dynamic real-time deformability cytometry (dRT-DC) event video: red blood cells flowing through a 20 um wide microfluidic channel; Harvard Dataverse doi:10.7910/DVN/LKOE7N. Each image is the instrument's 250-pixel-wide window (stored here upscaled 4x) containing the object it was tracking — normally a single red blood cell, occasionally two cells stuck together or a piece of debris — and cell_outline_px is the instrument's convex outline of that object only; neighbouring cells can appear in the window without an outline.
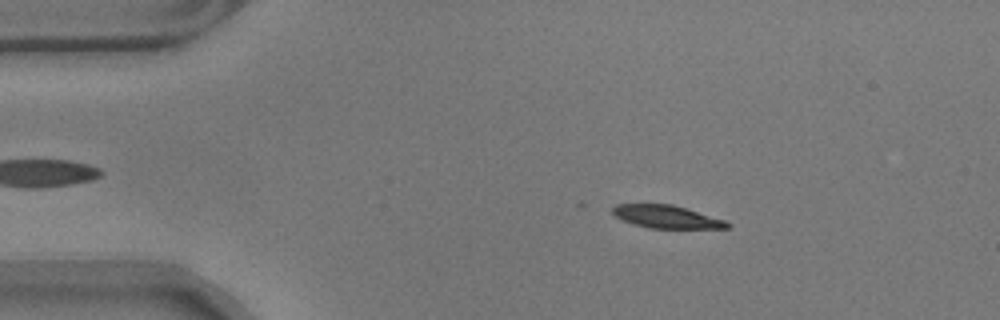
{"species": "common noctule bat (a hibernating species)", "species_latin": "Nyctalus noctula", "temperature_condition": "warm", "stored_images_in_passage": 40, "camera_frame_rate_fps": 3000, "um_per_image_px": 0.085, "animal": {"sex": "male", "body_mass_g": 17.9}, "frame": {"image": 1, "passage_image": 9, "time_ms": 2.667, "image_size_px": [1000, 320], "cell_outline_px": [[732, 224], [728, 228], [648, 228], [632, 224], [616, 216], [612, 212], [612, 208], [616, 204], [672, 204], [724, 220]], "centroid_in_image_um": [56.64, 18.43], "position_along_channel_um": 28.4, "area_um2": 15.09}}
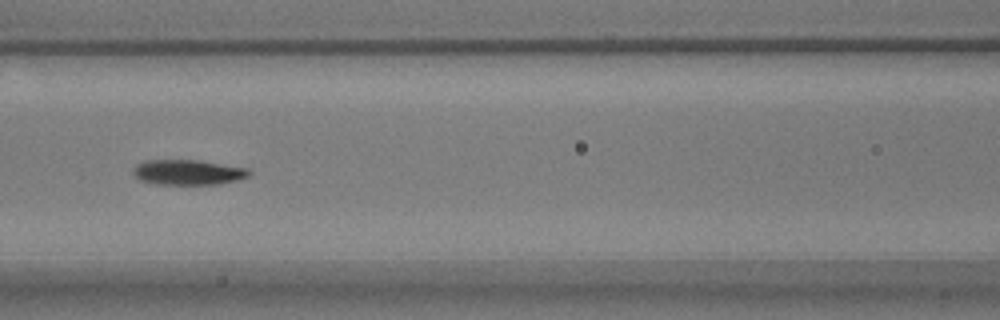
{"frame": {"image": 2, "passage_image": 24, "time_ms": 7.667, "image_size_px": [1000, 320], "cell_outline_px": [[252, 172], [248, 176], [236, 180], [220, 184], [156, 184], [140, 180], [132, 172], [132, 168], [136, 164], [144, 160], [200, 160], [248, 168]], "centroid_in_image_um": [15.97, 14.63], "position_along_channel_um": 150.6, "area_um2": 17.11}}
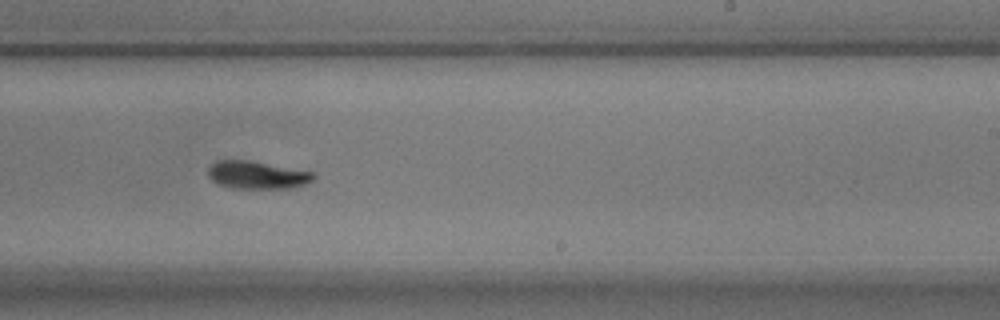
{"frame": {"image": 3, "passage_image": 34, "time_ms": 11.0, "image_size_px": [1000, 320], "cell_outline_px": [[316, 176], [312, 180], [304, 184], [292, 188], [232, 188], [220, 184], [212, 180], [208, 176], [208, 168], [216, 160], [248, 160], [312, 172]], "centroid_in_image_um": [21.82, 14.87], "position_along_channel_um": 267.2, "area_um2": 16.82}}